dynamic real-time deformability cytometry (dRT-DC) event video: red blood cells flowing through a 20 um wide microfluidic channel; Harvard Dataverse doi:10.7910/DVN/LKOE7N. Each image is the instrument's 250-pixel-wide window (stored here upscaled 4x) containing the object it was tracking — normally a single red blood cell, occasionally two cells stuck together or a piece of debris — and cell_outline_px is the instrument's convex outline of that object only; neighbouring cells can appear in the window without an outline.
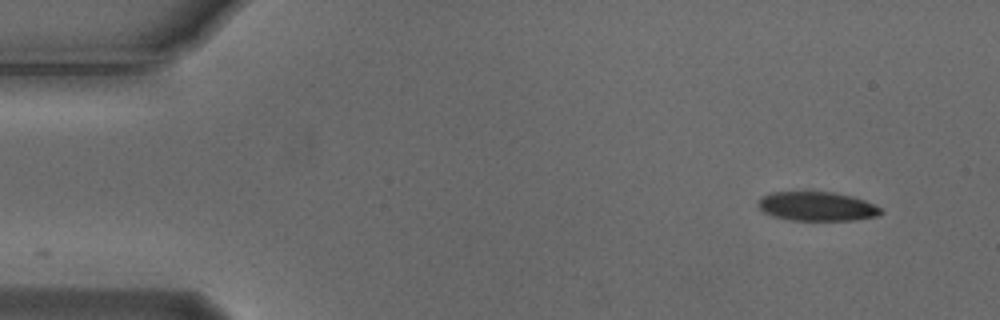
{"species": "Egyptian fruit bat (a non-hibernating species)", "species_latin": "Rousettus aegyptiacus", "temperature_condition": "cold", "stored_images_in_passage": 10, "camera_frame_rate_fps": 3000, "um_per_image_px": 0.085, "animal": {"sex": "male"}, "frame": {"image": 1, "passage_image": 1, "time_ms": 0.0, "image_size_px": [1000, 320], "cell_outline_px": [[884, 212], [876, 216], [852, 220], [792, 220], [776, 216], [764, 212], [756, 204], [760, 196], [772, 192], [832, 192], [852, 196], [864, 200], [880, 208]], "centroid_in_image_um": [69.41, 17.53], "position_along_channel_um": 15.6, "area_um2": 20.63}}